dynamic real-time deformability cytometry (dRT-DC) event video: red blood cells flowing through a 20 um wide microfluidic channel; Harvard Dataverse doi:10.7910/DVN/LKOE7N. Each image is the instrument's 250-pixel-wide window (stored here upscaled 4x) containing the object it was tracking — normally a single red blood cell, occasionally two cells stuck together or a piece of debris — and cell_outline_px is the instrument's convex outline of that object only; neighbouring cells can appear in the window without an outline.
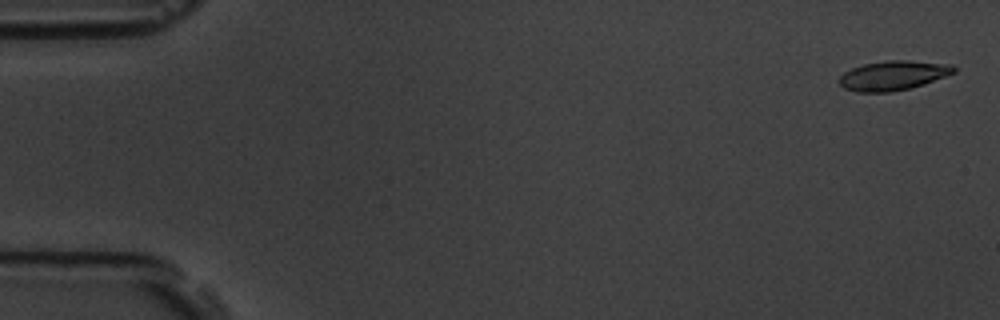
{"species": "common noctule bat (a hibernating species)", "species_latin": "Nyctalus noctula", "temperature_condition": "room temperature", "stored_images_in_passage": 5, "camera_frame_rate_fps": 3000, "um_per_image_px": 0.085, "animal": {"sex": "male", "body_mass_g": 19.5, "forearm_length_mm": 54.6}, "frame": {"image": 1, "passage_image": 1, "time_ms": 0.0, "image_size_px": [1000, 320], "cell_outline_px": [[956, 72], [924, 84], [892, 92], [856, 92], [844, 88], [840, 84], [840, 76], [844, 72], [852, 68], [864, 64], [888, 60], [908, 60], [952, 64], [956, 68]], "centroid_in_image_um": [75.93, 6.41], "position_along_channel_um": 9.1, "area_um2": 19.65}}